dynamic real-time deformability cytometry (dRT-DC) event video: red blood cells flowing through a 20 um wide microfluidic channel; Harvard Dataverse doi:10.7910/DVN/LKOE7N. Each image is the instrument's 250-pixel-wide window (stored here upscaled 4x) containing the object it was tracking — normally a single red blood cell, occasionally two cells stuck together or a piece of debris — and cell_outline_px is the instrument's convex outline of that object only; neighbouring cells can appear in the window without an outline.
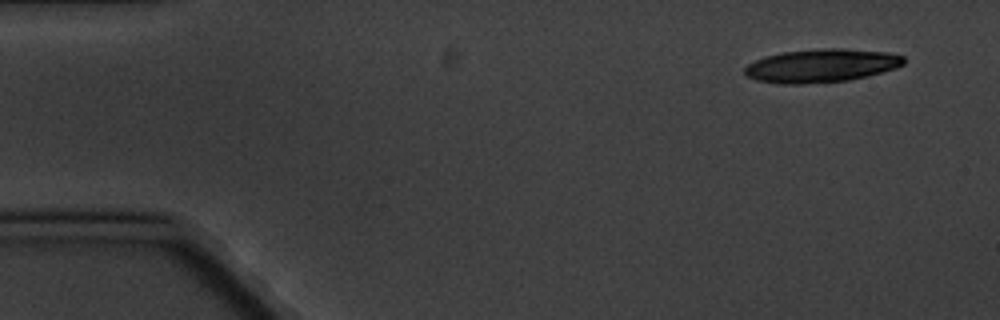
{"species": "common noctule bat (a hibernating species)", "species_latin": "Nyctalus noctula", "temperature_condition": "cold", "stored_images_in_passage": 6, "camera_frame_rate_fps": 3000, "um_per_image_px": 0.085, "animal": {"sex": "male", "body_mass_g": 20.1, "forearm_length_mm": 53.5}, "frame": {"image": 1, "passage_image": 1, "time_ms": 0.0, "image_size_px": [1000, 320], "cell_outline_px": [[904, 64], [896, 68], [868, 76], [848, 80], [804, 84], [780, 84], [756, 80], [748, 76], [744, 72], [744, 68], [748, 64], [764, 56], [784, 52], [824, 48], [840, 48], [888, 52], [904, 56]], "centroid_in_image_um": [69.82, 5.58], "position_along_channel_um": 15.2, "area_um2": 30.92}}